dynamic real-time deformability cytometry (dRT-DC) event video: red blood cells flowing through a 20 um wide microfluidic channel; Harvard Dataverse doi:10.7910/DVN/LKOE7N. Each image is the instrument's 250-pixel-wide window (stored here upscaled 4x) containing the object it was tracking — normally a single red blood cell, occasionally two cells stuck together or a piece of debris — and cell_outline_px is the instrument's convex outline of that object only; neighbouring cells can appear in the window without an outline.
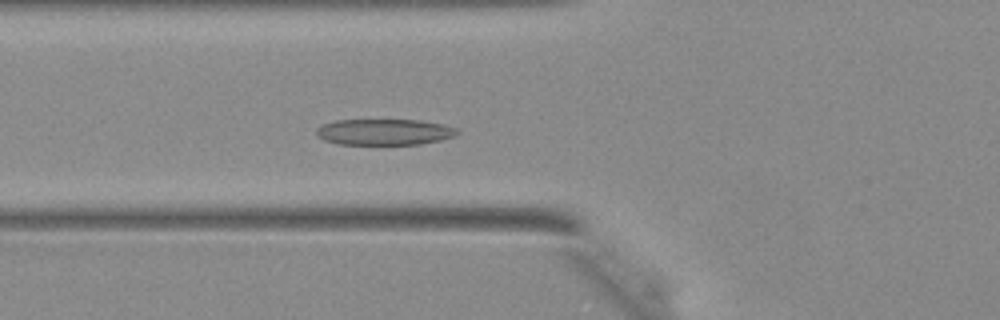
{"species": "Egyptian fruit bat (a non-hibernating species)", "species_latin": "Rousettus aegyptiacus", "temperature_condition": "warm", "stored_images_in_passage": 33, "camera_frame_rate_fps": 3000, "um_per_image_px": 0.085, "animal": {"sex": "female"}, "frame": {"image": 1, "passage_image": 8, "time_ms": 2.333, "image_size_px": [1000, 320], "cell_outline_px": [[460, 132], [456, 136], [440, 140], [420, 144], [340, 144], [324, 140], [316, 136], [316, 128], [324, 124], [336, 120], [420, 120], [440, 124], [456, 128]], "centroid_in_image_um": [32.66, 11.22], "position_along_channel_um": 93.1, "area_um2": 21.33}}
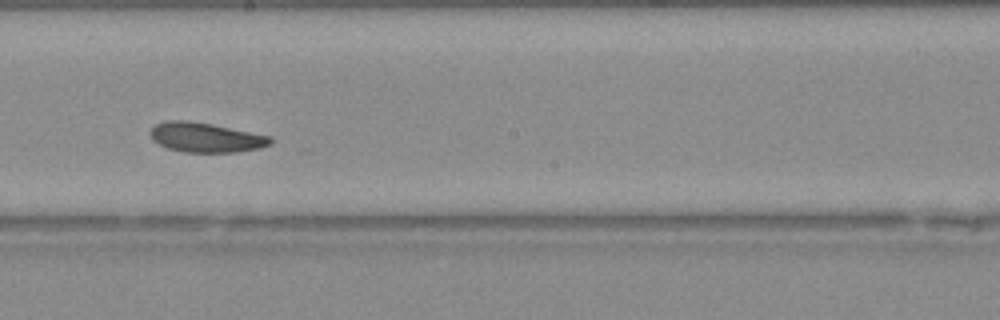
{"frame": {"image": 2, "passage_image": 17, "time_ms": 5.333, "image_size_px": [1000, 320], "cell_outline_px": [[272, 144], [260, 148], [236, 152], [184, 152], [168, 148], [152, 140], [152, 128], [156, 124], [164, 120], [188, 120], [212, 124], [272, 136]], "centroid_in_image_um": [17.52, 11.68], "position_along_channel_um": 230.7, "area_um2": 20.75}}
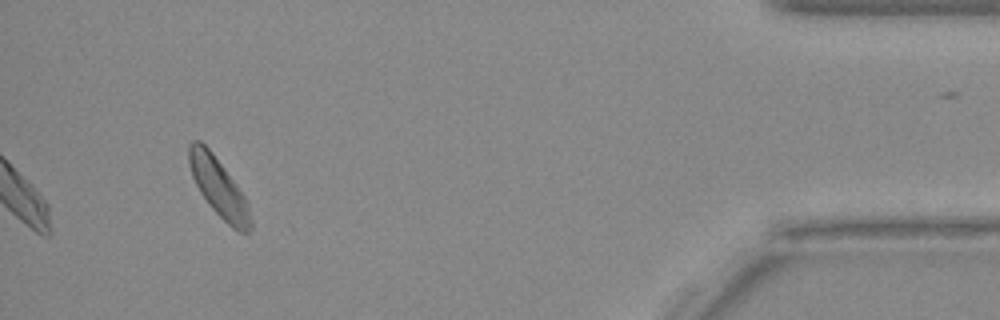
{"frame": {"image": 3, "passage_image": 33, "time_ms": 10.667, "image_size_px": [1000, 320], "cell_outline_px": [[252, 228], [248, 232], [240, 232], [232, 228], [212, 208], [200, 192], [192, 176], [188, 164], [188, 144], [192, 140], [200, 140], [212, 152], [236, 184], [244, 196], [248, 204], [252, 220]], "centroid_in_image_um": [18.58, 15.92], "position_along_channel_um": 416.6, "area_um2": 20.87}}